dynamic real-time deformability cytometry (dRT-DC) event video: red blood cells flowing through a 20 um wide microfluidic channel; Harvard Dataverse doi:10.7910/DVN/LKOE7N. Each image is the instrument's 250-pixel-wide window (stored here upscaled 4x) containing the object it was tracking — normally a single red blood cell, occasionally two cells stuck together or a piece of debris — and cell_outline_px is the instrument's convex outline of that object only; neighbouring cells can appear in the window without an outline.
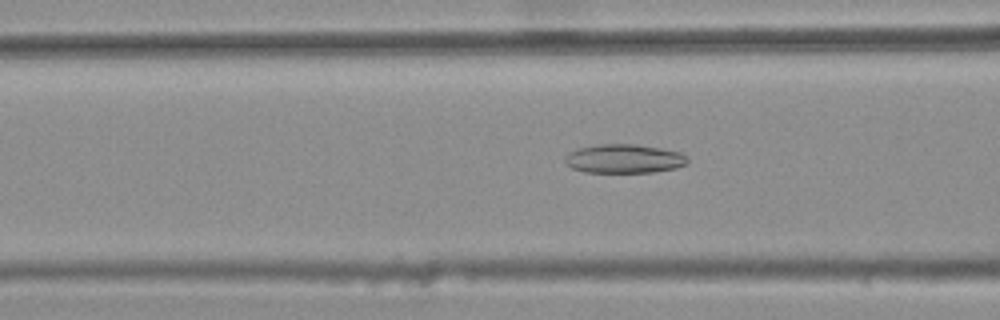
{"species": "common noctule bat (a hibernating species)", "species_latin": "Nyctalus noctula", "temperature_condition": "warm", "stored_images_in_passage": 44, "camera_frame_rate_fps": 3000, "um_per_image_px": 0.085, "animal": {"sex": "female", "body_mass_g": 25.1}, "frame": {"image": 1, "passage_image": 18, "time_ms": 5.667, "image_size_px": [1000, 320], "cell_outline_px": [[688, 164], [676, 168], [652, 172], [584, 172], [572, 168], [564, 164], [564, 160], [568, 152], [576, 148], [596, 144], [636, 144], [660, 148], [680, 152], [688, 156]], "centroid_in_image_um": [53.03, 13.48], "position_along_channel_um": 113.6, "area_um2": 20.92}}
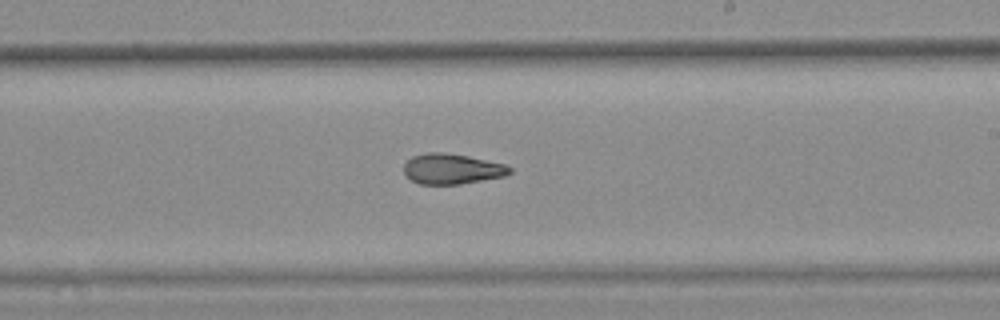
{"frame": {"image": 2, "passage_image": 29, "time_ms": 9.333, "image_size_px": [1000, 320], "cell_outline_px": [[512, 172], [504, 176], [460, 184], [420, 184], [404, 176], [404, 164], [412, 156], [428, 152], [444, 152], [468, 156], [504, 164], [512, 168]], "centroid_in_image_um": [38.39, 14.35], "position_along_channel_um": 250.6, "area_um2": 18.73}}
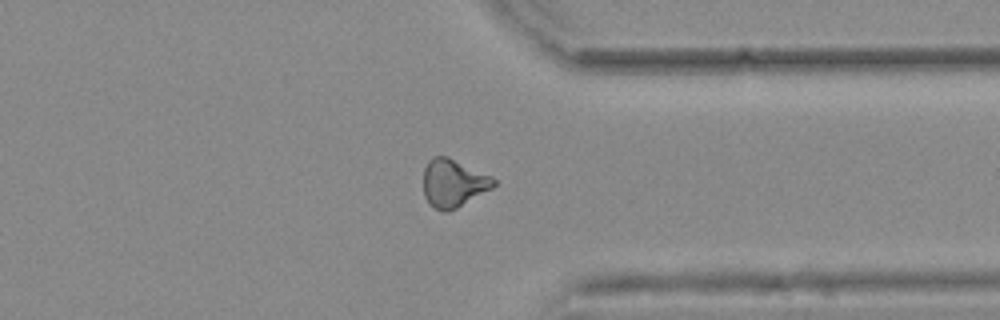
{"frame": {"image": 3, "passage_image": 39, "time_ms": 12.667, "image_size_px": [1000, 320], "cell_outline_px": [[496, 184], [492, 188], [456, 208], [448, 212], [444, 212], [436, 208], [424, 196], [424, 168], [428, 160], [432, 156], [448, 156], [492, 176], [496, 180]], "centroid_in_image_um": [38.54, 15.54], "position_along_channel_um": 372.9, "area_um2": 19.54}, "authors_computed_cell_mechanics": {"area_um2": 19.5364, "velocity_mm_per_s": 3.7391, "shape_relaxation_time_tau1_ms": null, "shape_relaxation_time_tau2_ms": 3.2821, "deformation_change_tau1": null, "deformation_change_tau2": 0.1068}}